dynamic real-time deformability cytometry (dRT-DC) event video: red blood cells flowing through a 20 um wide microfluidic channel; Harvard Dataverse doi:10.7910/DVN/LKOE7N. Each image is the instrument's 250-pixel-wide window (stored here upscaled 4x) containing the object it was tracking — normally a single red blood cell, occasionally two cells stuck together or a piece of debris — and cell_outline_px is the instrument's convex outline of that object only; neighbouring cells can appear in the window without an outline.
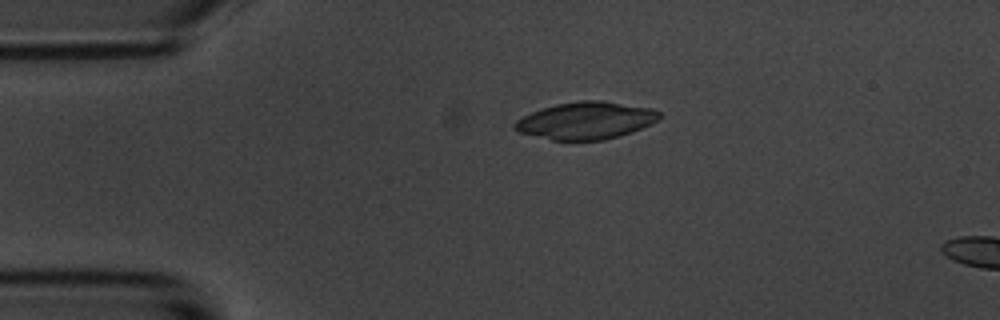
{"species": "common noctule bat (a hibernating species)", "species_latin": "Nyctalus noctula", "temperature_condition": "room temperature", "stored_images_in_passage": 5, "camera_frame_rate_fps": 3000, "um_per_image_px": 0.085, "animal": {"sex": "male", "body_mass_g": 20.1, "forearm_length_mm": 53.5}, "frame": {"image": 1, "passage_image": 4, "time_ms": 3.333, "image_size_px": [1000, 320], "cell_outline_px": [[660, 116], [656, 120], [632, 132], [620, 136], [604, 140], [552, 140], [516, 132], [512, 128], [512, 124], [516, 120], [532, 112], [556, 104], [580, 100], [604, 100], [652, 108], [660, 112]], "centroid_in_image_um": [49.76, 10.25], "position_along_channel_um": 35.2, "area_um2": 31.44}}